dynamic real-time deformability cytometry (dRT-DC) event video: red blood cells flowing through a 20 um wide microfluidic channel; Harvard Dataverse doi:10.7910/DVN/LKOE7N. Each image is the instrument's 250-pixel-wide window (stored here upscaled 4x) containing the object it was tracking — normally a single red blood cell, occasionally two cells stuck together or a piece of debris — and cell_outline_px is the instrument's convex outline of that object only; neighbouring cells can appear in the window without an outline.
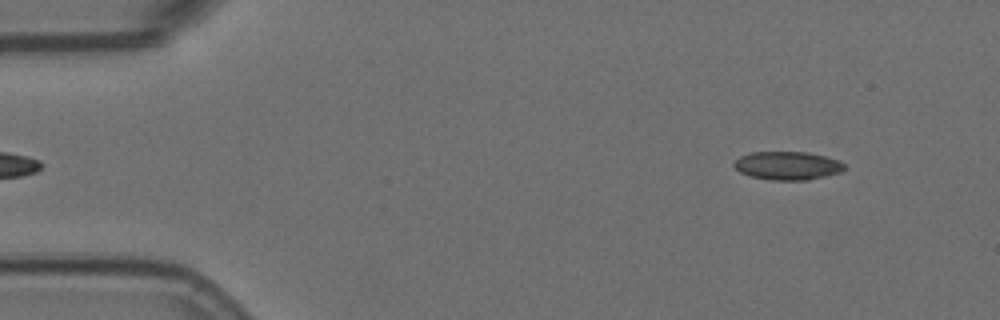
{"species": "Egyptian fruit bat (a non-hibernating species)", "species_latin": "Rousettus aegyptiacus", "temperature_condition": "room temperature", "stored_images_in_passage": 3, "camera_frame_rate_fps": 3000, "um_per_image_px": 0.085, "animal": {"sex": "female"}, "frame": {"image": 1, "passage_image": 1, "time_ms": 0.0, "image_size_px": [1000, 320], "cell_outline_px": [[848, 168], [840, 172], [808, 180], [772, 180], [752, 176], [740, 172], [732, 164], [740, 156], [752, 152], [808, 152], [840, 160]], "centroid_in_image_um": [66.97, 14.07], "position_along_channel_um": 18.0, "area_um2": 18.21}}